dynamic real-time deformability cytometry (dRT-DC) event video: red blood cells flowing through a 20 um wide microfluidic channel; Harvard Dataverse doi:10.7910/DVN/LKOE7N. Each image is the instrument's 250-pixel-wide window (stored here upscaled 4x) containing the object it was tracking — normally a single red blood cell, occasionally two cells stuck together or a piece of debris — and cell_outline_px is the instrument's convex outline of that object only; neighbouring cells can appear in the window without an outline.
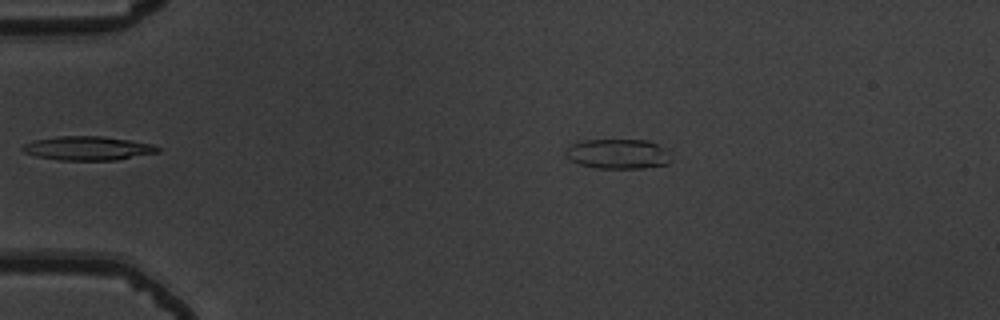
{"species": "common noctule bat (a hibernating species)", "species_latin": "Nyctalus noctula", "temperature_condition": "warm", "stored_images_in_passage": 9, "camera_frame_rate_fps": 3000, "um_per_image_px": 0.085, "animal": {"sex": "male", "body_mass_g": 19.5, "forearm_length_mm": 54.6}, "frame": {"image": 1, "passage_image": 2, "time_ms": 0.333, "image_size_px": [1000, 320], "cell_outline_px": [[672, 160], [668, 164], [644, 168], [596, 168], [580, 164], [564, 156], [564, 152], [572, 144], [580, 140], [648, 140], [664, 148]], "centroid_in_image_um": [52.51, 13.08], "position_along_channel_um": 32.5, "area_um2": 18.32}}